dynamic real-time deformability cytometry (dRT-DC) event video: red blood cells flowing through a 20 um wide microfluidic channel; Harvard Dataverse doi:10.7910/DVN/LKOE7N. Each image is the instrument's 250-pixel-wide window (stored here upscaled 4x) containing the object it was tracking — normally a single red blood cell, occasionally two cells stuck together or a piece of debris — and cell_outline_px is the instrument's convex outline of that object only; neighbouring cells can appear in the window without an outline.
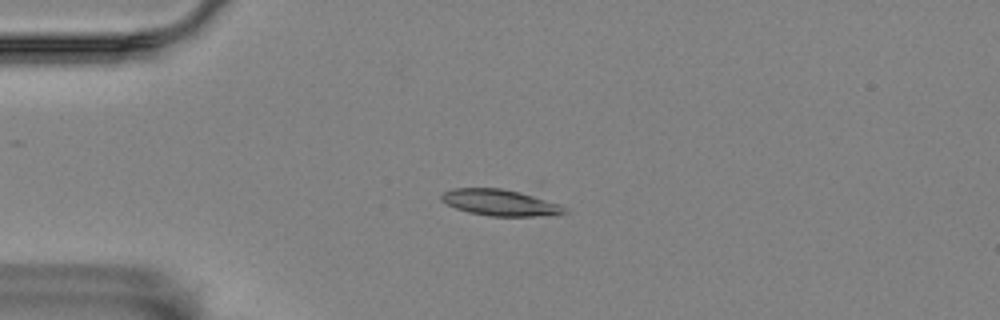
{"species": "Egyptian fruit bat (a non-hibernating species)", "species_latin": "Rousettus aegyptiacus", "temperature_condition": "room temperature", "stored_images_in_passage": 6, "camera_frame_rate_fps": 3000, "um_per_image_px": 0.085, "animal": {"sex": "female"}, "frame": {"image": 1, "passage_image": 4, "time_ms": 1.0, "image_size_px": [1000, 320], "cell_outline_px": [[568, 212], [552, 216], [488, 216], [468, 212], [456, 208], [440, 200], [440, 196], [444, 192], [452, 188], [500, 188], [520, 192], [560, 204]], "centroid_in_image_um": [42.5, 17.23], "position_along_channel_um": 42.5, "area_um2": 18.84}}